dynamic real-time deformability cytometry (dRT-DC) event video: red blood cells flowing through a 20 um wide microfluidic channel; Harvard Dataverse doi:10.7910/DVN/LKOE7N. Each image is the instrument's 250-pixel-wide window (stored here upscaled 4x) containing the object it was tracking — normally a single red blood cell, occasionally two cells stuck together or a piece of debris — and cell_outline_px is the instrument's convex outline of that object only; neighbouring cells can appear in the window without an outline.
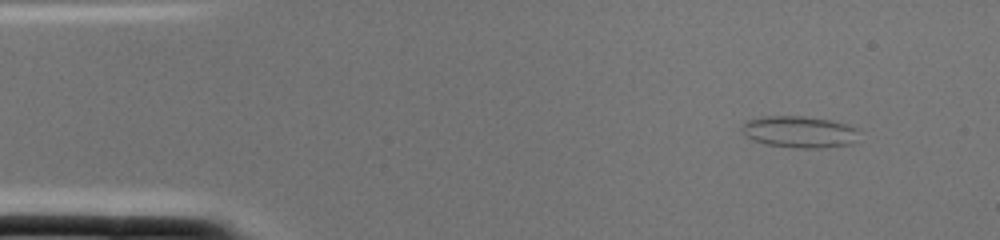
{"species": "common noctule bat (a hibernating species)", "species_latin": "Nyctalus noctula", "temperature_condition": "cold", "stored_images_in_passage": 1, "camera_frame_rate_fps": 3000, "um_per_image_px": 0.085, "animal": {"sex": "female", "body_mass_g": 22.0, "forearm_length_mm": 56.7}, "frame": {"image": 1, "passage_image": 1, "time_ms": 0.0, "image_size_px": [1000, 240], "cell_outline_px": [[856, 140], [852, 144], [820, 148], [796, 148], [768, 144], [752, 140], [744, 136], [740, 128], [748, 120], [764, 116], [800, 116], [828, 120], [848, 124], [856, 128]], "centroid_in_image_um": [67.91, 11.21], "position_along_channel_um": 17.1, "area_um2": 21.5}}